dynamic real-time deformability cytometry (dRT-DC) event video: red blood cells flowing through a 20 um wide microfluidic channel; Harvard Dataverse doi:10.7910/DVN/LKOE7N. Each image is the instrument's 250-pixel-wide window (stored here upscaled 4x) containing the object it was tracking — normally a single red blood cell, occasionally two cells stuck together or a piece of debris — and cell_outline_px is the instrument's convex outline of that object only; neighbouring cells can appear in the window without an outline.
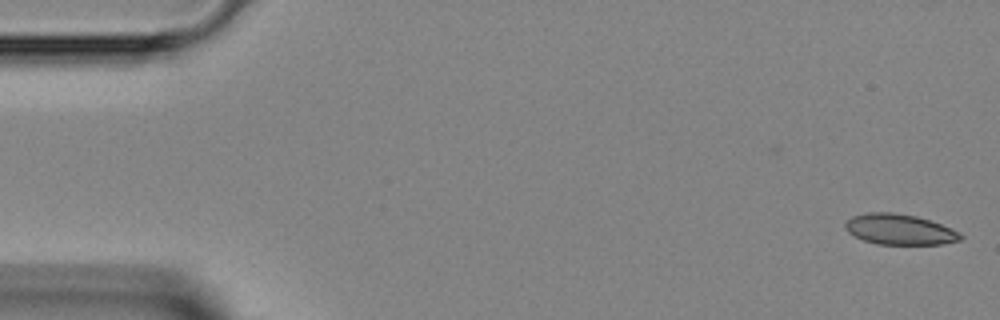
{"species": "Egyptian fruit bat (a non-hibernating species)", "species_latin": "Rousettus aegyptiacus", "temperature_condition": "room temperature", "stored_images_in_passage": 44, "camera_frame_rate_fps": 3000, "um_per_image_px": 0.085, "animal": {"sex": "female"}, "frame": {"image": 1, "passage_image": 1, "time_ms": 0.0, "image_size_px": [1000, 320], "cell_outline_px": [[964, 236], [960, 240], [944, 244], [876, 244], [864, 240], [848, 232], [844, 228], [844, 224], [852, 216], [868, 212], [892, 212], [916, 216], [940, 224], [960, 232]], "centroid_in_image_um": [76.46, 19.5], "position_along_channel_um": 8.5, "area_um2": 20.46}}
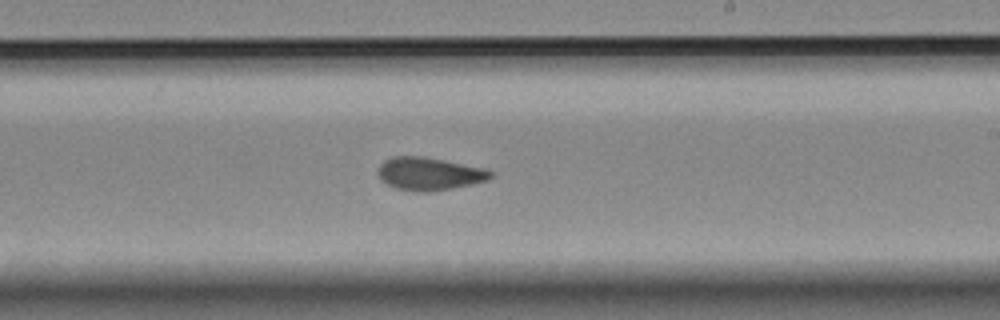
{"frame": {"image": 2, "passage_image": 26, "time_ms": 8.333, "image_size_px": [1000, 320], "cell_outline_px": [[496, 172], [488, 180], [472, 184], [452, 188], [428, 192], [416, 192], [396, 188], [380, 180], [376, 172], [380, 164], [384, 160], [392, 156], [424, 156], [488, 168]], "centroid_in_image_um": [36.51, 14.76], "position_along_channel_um": 252.5, "area_um2": 22.02}}
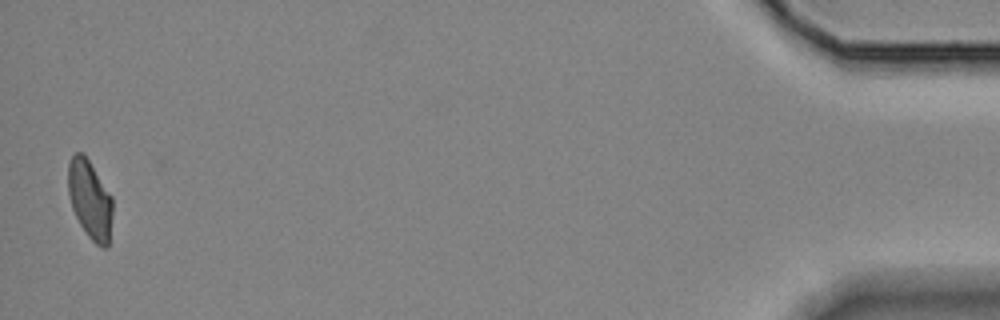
{"frame": {"image": 3, "passage_image": 44, "time_ms": 14.333, "image_size_px": [1000, 320], "cell_outline_px": [[112, 216], [108, 248], [104, 248], [96, 244], [88, 236], [80, 224], [72, 208], [68, 192], [68, 164], [72, 156], [76, 152], [84, 152], [112, 196]], "centroid_in_image_um": [7.65, 16.94], "position_along_channel_um": 427.6, "area_um2": 20.46}}